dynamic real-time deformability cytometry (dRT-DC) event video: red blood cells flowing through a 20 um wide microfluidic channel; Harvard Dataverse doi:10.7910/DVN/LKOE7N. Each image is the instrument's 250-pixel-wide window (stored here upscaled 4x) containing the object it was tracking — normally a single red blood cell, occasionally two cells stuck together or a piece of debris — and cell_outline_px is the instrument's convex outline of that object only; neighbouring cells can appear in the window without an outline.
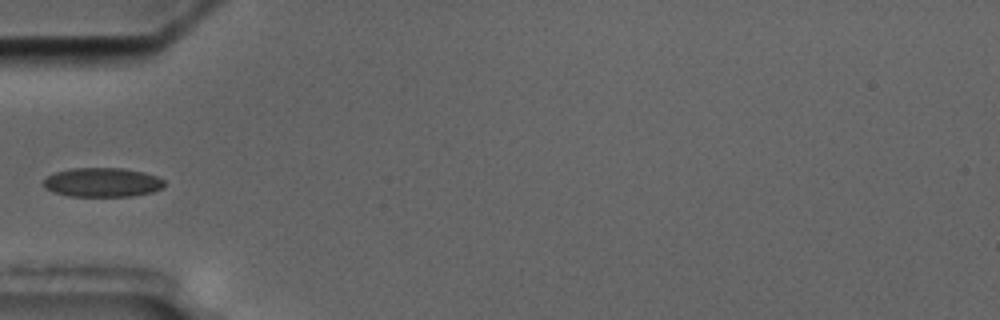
{"species": "common noctule bat (a hibernating species)", "species_latin": "Nyctalus noctula", "temperature_condition": "cold", "stored_images_in_passage": 5, "camera_frame_rate_fps": 3000, "um_per_image_px": 0.085, "animal": {"sex": "male", "body_mass_g": 17.5, "forearm_length_mm": 52.3}, "frame": {"image": 1, "passage_image": 5, "time_ms": 4.667, "image_size_px": [1000, 320], "cell_outline_px": [[164, 184], [160, 188], [152, 192], [132, 196], [68, 196], [52, 192], [44, 188], [44, 180], [48, 176], [56, 172], [72, 168], [124, 168], [144, 172], [156, 176], [164, 180]], "centroid_in_image_um": [8.68, 15.5], "position_along_channel_um": 76.3, "area_um2": 20.52}}